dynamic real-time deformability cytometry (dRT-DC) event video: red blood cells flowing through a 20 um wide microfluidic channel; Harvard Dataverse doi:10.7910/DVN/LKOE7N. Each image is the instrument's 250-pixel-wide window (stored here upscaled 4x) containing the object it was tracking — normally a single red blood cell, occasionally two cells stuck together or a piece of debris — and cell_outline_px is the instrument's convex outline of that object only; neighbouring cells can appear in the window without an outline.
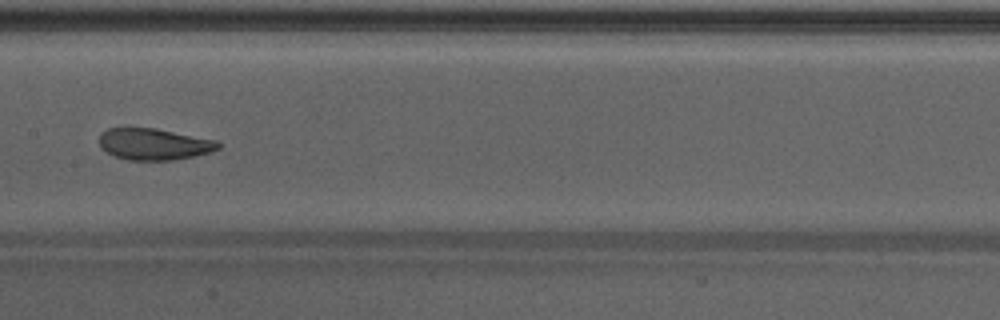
{"species": "Egyptian fruit bat (a non-hibernating species)", "species_latin": "Rousettus aegyptiacus", "temperature_condition": "warm", "stored_images_in_passage": 34, "camera_frame_rate_fps": 3000, "um_per_image_px": 0.085, "animal": {"sex": "male"}, "frame": {"image": 1, "passage_image": 15, "time_ms": 4.667, "image_size_px": [1000, 320], "cell_outline_px": [[220, 148], [208, 152], [176, 160], [128, 160], [116, 156], [108, 152], [100, 144], [100, 132], [108, 128], [156, 128], [216, 140], [220, 144]], "centroid_in_image_um": [13.09, 12.24], "position_along_channel_um": 194.3, "area_um2": 21.62}, "authors_computed_cell_mechanics": {"area_um2": 22.6865, "velocity_mm_per_s": 4.2753, "shape_relaxation_time_tau1_ms": 3.6921, "shape_relaxation_time_tau2_ms": 1.4295, "deformation_change_tau1": 0.1509, "deformation_change_tau2": 0.0864}}